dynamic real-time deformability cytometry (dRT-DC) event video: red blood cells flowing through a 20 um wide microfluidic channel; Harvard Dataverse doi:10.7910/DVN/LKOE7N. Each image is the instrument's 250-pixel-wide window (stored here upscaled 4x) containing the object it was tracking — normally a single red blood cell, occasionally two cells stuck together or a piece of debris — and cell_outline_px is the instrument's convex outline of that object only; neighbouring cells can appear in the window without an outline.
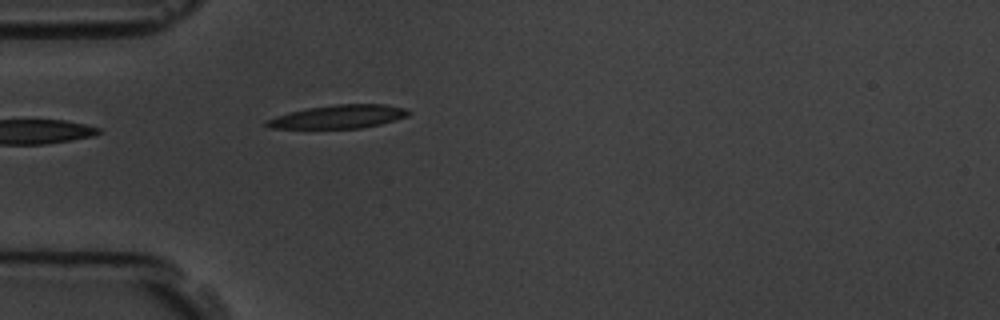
{"species": "common noctule bat (a hibernating species)", "species_latin": "Nyctalus noctula", "temperature_condition": "room temperature", "stored_images_in_passage": 1, "camera_frame_rate_fps": 3000, "um_per_image_px": 0.085, "animal": {"sex": "male", "body_mass_g": 19.5, "forearm_length_mm": 54.6}, "frame": {"image": 1, "passage_image": 1, "time_ms": 0.0, "image_size_px": [1000, 320], "cell_outline_px": [[412, 112], [408, 116], [380, 124], [360, 128], [268, 128], [264, 124], [264, 120], [288, 112], [308, 108], [336, 104], [384, 104], [404, 108]], "centroid_in_image_um": [28.75, 9.91], "position_along_channel_um": 56.2, "area_um2": 19.31}}